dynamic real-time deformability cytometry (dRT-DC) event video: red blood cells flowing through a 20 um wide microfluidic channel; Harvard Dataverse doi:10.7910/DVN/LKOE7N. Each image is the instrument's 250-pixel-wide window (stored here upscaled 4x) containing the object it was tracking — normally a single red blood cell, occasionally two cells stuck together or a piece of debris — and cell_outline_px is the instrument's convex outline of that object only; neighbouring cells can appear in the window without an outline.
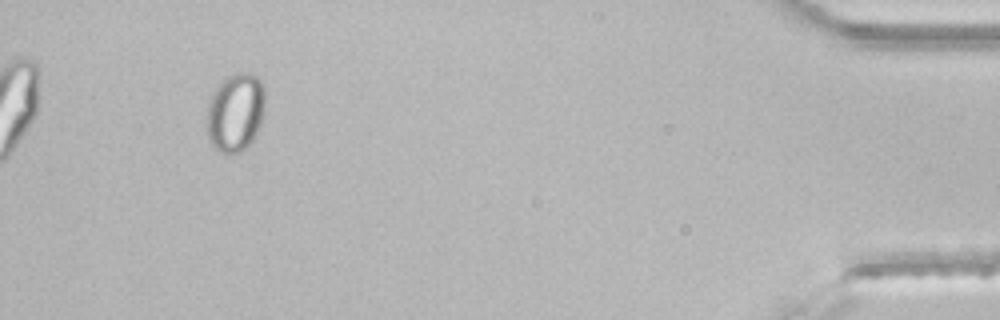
{"species": "common noctule bat (a hibernating species)", "species_latin": "Nyctalus noctula", "temperature_condition": "room temperature", "stored_images_in_passage": 33, "segment_of_instrument_passage": [2, 2], "camera_frame_rate_fps": 3000, "um_per_image_px": 0.085, "animal": {"sex": "male", "body_mass_g": 21.5, "forearm_length_mm": 52.0}, "frame": {"image": 1, "passage_image": 30, "time_ms": 9.667, "image_size_px": [1000, 320], "cell_outline_px": [[264, 116], [248, 148], [240, 152], [228, 156], [224, 156], [208, 140], [204, 124], [204, 120], [208, 104], [212, 92], [228, 76], [236, 72], [248, 72], [256, 76], [260, 80], [264, 88]], "centroid_in_image_um": [19.97, 9.6], "position_along_channel_um": 415.2, "area_um2": 27.46}}